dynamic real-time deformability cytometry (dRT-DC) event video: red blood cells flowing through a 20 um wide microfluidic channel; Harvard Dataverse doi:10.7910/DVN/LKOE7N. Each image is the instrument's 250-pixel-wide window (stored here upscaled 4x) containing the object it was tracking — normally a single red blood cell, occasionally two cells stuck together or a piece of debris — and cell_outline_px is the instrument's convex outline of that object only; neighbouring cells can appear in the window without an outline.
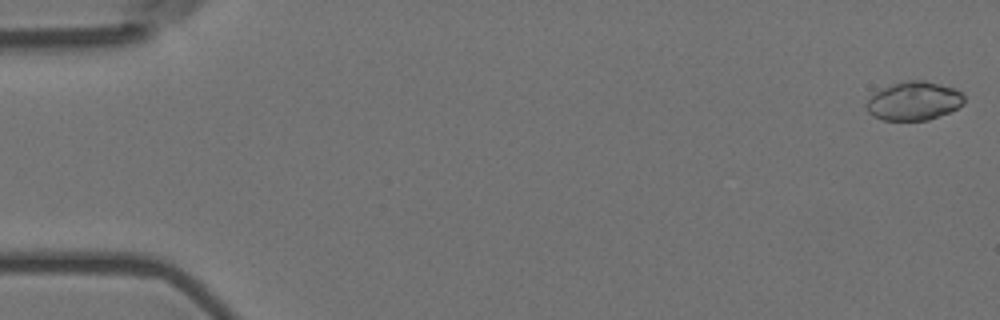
{"species": "Egyptian fruit bat (a non-hibernating species)", "species_latin": "Rousettus aegyptiacus", "temperature_condition": "room temperature", "stored_images_in_passage": 56, "camera_frame_rate_fps": 3000, "um_per_image_px": 0.085, "animal": {"sex": "female"}, "frame": {"image": 1, "passage_image": 1, "time_ms": 0.0, "image_size_px": [1000, 320], "cell_outline_px": [[964, 104], [948, 112], [928, 120], [884, 120], [872, 116], [868, 112], [864, 104], [872, 92], [892, 84], [908, 80], [924, 80], [956, 88], [964, 96]], "centroid_in_image_um": [77.63, 8.57], "position_along_channel_um": 7.4, "area_um2": 22.2}}
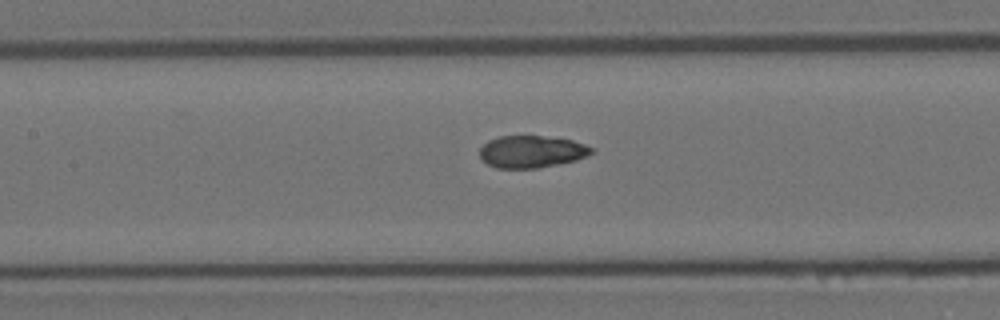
{"frame": {"image": 2, "passage_image": 26, "time_ms": 8.333, "image_size_px": [1000, 320], "cell_outline_px": [[596, 148], [588, 156], [576, 160], [536, 168], [496, 168], [488, 164], [480, 156], [480, 148], [488, 140], [500, 136], [540, 136], [572, 140]], "centroid_in_image_um": [45.2, 12.89], "position_along_channel_um": 162.2, "area_um2": 20.81}}
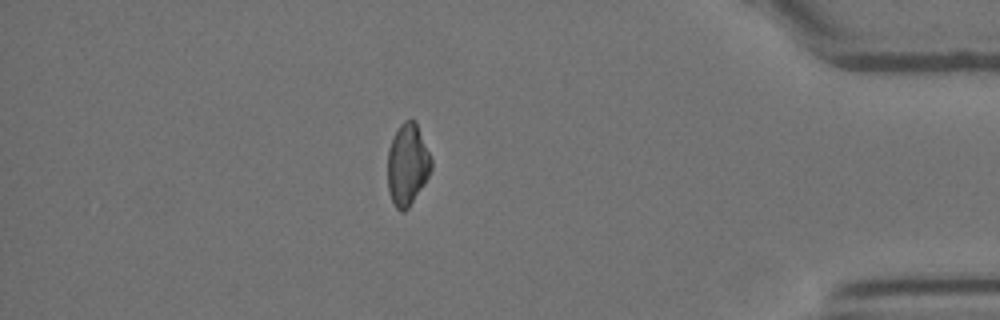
{"frame": {"image": 3, "passage_image": 49, "time_ms": 16.0, "image_size_px": [1000, 320], "cell_outline_px": [[432, 168], [424, 184], [408, 208], [404, 212], [400, 212], [396, 208], [388, 192], [388, 148], [400, 124], [404, 120], [416, 120], [432, 160]], "centroid_in_image_um": [34.63, 13.99], "position_along_channel_um": 400.6, "area_um2": 20.75}, "authors_computed_cell_mechanics": {"area_um2": 21.5594, "velocity_mm_per_s": 3.6192, "shape_relaxation_time_tau1_ms": 5.8543, "shape_relaxation_time_tau2_ms": 1.4252, "deformation_change_tau1": 0.1688, "deformation_change_tau2": 0.0554}}